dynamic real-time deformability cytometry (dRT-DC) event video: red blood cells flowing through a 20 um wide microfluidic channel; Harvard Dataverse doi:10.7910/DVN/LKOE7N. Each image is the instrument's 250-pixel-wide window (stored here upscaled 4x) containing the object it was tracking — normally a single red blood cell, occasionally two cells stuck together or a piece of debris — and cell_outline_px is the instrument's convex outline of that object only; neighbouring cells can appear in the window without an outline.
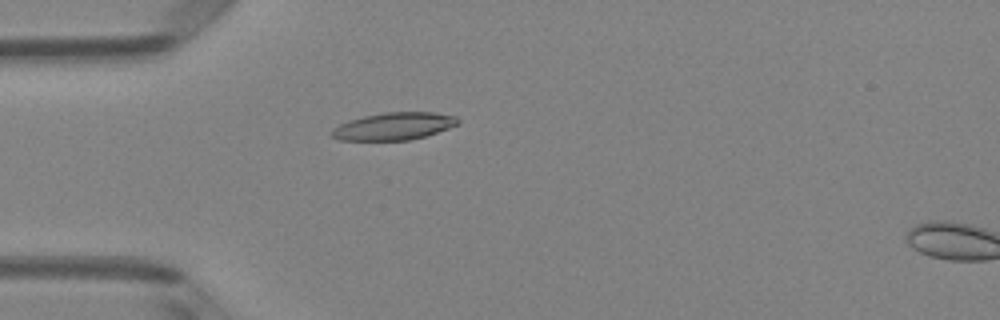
{"species": "Egyptian fruit bat (a non-hibernating species)", "species_latin": "Rousettus aegyptiacus", "temperature_condition": "room temperature", "stored_images_in_passage": 17, "camera_frame_rate_fps": 3000, "um_per_image_px": 0.085, "animal": {"sex": "female"}, "frame": {"image": 1, "passage_image": 15, "time_ms": 4.667, "image_size_px": [1000, 320], "cell_outline_px": [[460, 124], [412, 140], [340, 140], [332, 136], [332, 132], [340, 124], [348, 120], [364, 116], [384, 112], [432, 112], [456, 116], [460, 120]], "centroid_in_image_um": [33.52, 10.72], "position_along_channel_um": 51.5, "area_um2": 20.0}}